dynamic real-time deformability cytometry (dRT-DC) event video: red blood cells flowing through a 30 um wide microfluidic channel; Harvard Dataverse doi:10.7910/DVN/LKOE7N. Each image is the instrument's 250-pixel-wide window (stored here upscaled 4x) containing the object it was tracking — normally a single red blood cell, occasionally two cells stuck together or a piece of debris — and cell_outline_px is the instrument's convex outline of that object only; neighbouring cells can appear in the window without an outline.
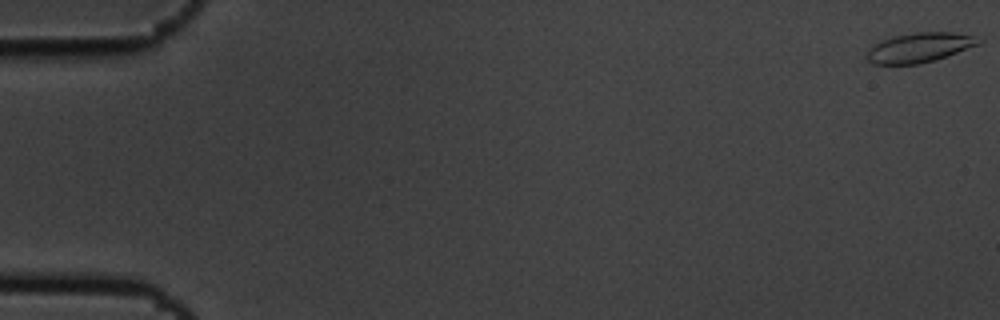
{"species": "common noctule bat (a hibernating species)", "species_latin": "Nyctalus noctula", "temperature_condition": "cold", "stored_images_in_passage": 7, "camera_frame_rate_fps": 3000, "um_per_image_px": 0.085, "animal": {"sex": "male", "body_mass_g": 19.5, "forearm_length_mm": 54.6}, "frame": {"image": 1, "passage_image": 1, "time_ms": 0.0, "image_size_px": [1000, 320], "cell_outline_px": [[984, 40], [980, 44], [936, 60], [916, 64], [872, 64], [864, 56], [868, 48], [880, 40], [896, 36], [916, 32], [952, 32], [972, 36]], "centroid_in_image_um": [78.12, 4.05], "position_along_channel_um": 6.9, "area_um2": 19.36}}
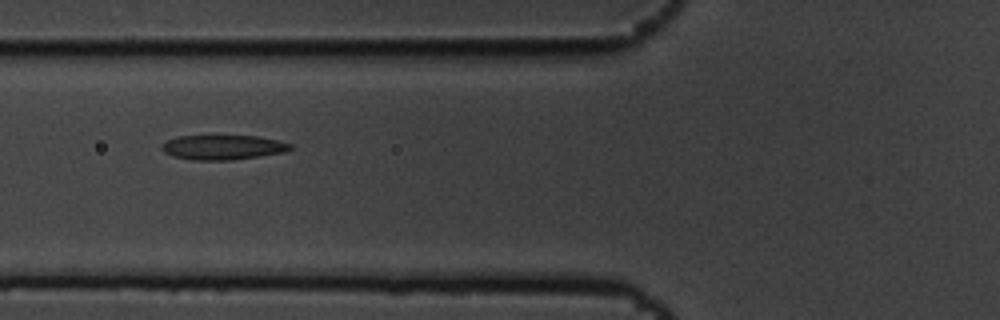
{"frame": {"image": 2, "passage_image": 7, "time_ms": 2.0, "image_size_px": [1000, 320], "cell_outline_px": [[296, 148], [284, 152], [232, 160], [192, 160], [172, 156], [164, 152], [160, 148], [168, 140], [180, 136], [256, 136], [276, 140], [292, 144]], "centroid_in_image_um": [18.97, 12.53], "position_along_channel_um": 106.8, "area_um2": 18.38}}